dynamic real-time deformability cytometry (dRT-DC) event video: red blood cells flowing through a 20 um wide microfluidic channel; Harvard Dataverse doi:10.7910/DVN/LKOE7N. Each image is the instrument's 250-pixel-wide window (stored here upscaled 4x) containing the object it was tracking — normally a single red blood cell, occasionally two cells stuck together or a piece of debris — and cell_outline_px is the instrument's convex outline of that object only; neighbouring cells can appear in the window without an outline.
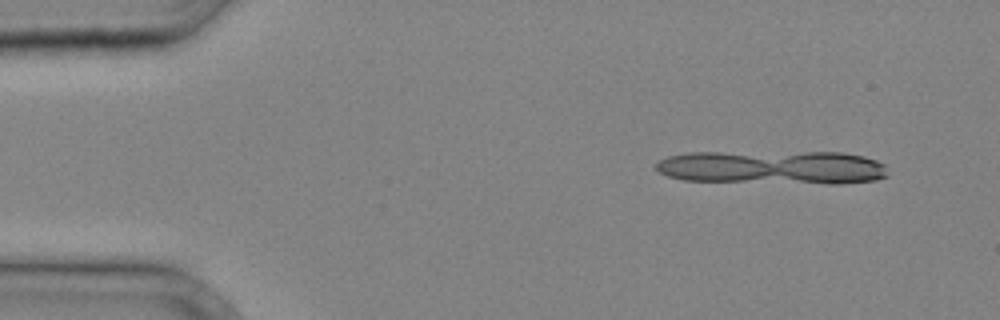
{"species": "common noctule bat (a hibernating species)", "species_latin": "Nyctalus noctula", "temperature_condition": "cold", "stored_images_in_passage": 2, "camera_frame_rate_fps": 3000, "um_per_image_px": 0.085, "animal": {"sex": "male", "body_mass_g": 20.4}, "frame": {"image": 1, "passage_image": 2, "time_ms": 0.333, "image_size_px": [1000, 320], "cell_outline_px": [[880, 176], [864, 180], [812, 180], [796, 176], [804, 156], [856, 156], [868, 160], [876, 164]], "centroid_in_image_um": [71.16, 14.31], "position_along_channel_um": 13.8, "area_um2": 12.6}}